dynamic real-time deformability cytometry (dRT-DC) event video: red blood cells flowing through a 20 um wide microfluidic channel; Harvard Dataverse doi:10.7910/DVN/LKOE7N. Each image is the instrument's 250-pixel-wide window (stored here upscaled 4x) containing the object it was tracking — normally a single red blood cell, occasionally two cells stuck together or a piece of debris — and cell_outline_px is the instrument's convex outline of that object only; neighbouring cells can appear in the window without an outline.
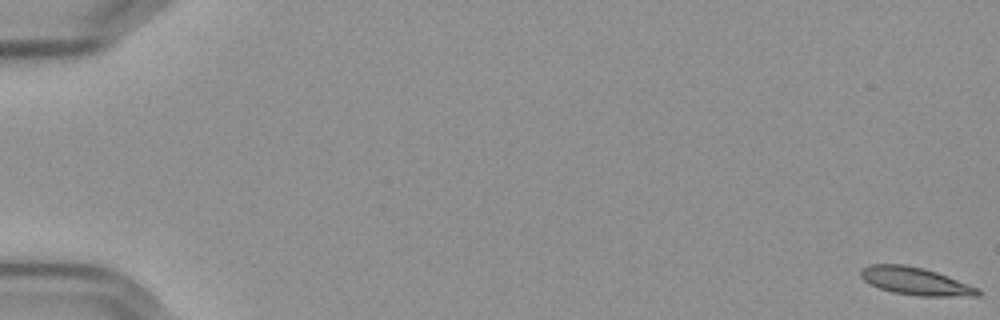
{"species": "Egyptian fruit bat (a non-hibernating species)", "species_latin": "Rousettus aegyptiacus", "temperature_condition": "cold", "stored_images_in_passage": 58, "camera_frame_rate_fps": 3000, "um_per_image_px": 0.085, "frame": {"image": 1, "passage_image": 1, "time_ms": 0.0, "image_size_px": [1000, 320], "cell_outline_px": [[980, 296], [920, 296], [892, 292], [880, 288], [864, 280], [860, 276], [860, 268], [872, 264], [904, 264], [924, 268], [948, 276], [980, 288]], "centroid_in_image_um": [77.83, 23.89], "position_along_channel_um": 7.2, "area_um2": 18.9}}
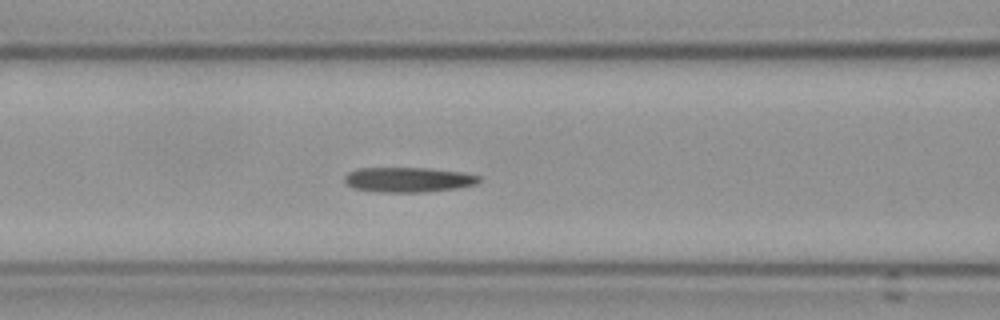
{"frame": {"image": 2, "passage_image": 26, "time_ms": 8.333, "image_size_px": [1000, 320], "cell_outline_px": [[480, 180], [476, 184], [456, 188], [424, 192], [384, 192], [352, 188], [344, 180], [344, 176], [348, 172], [356, 168], [424, 168], [460, 172], [480, 176]], "centroid_in_image_um": [34.66, 15.27], "position_along_channel_um": 131.9, "area_um2": 19.36}}
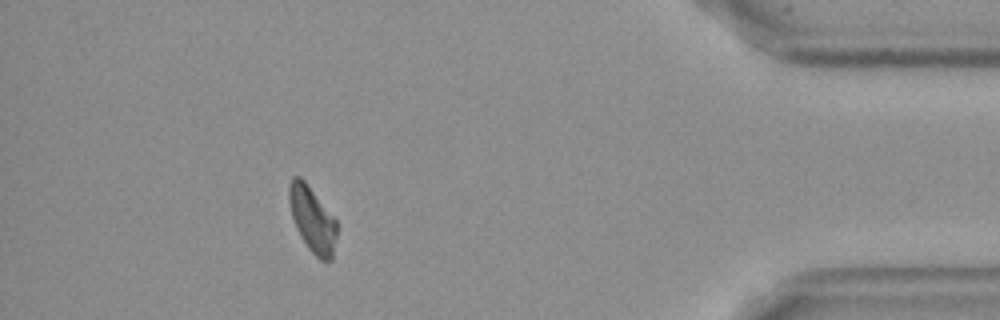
{"frame": {"image": 3, "passage_image": 53, "time_ms": 17.333, "image_size_px": [1000, 320], "cell_outline_px": [[336, 236], [332, 260], [320, 260], [308, 248], [300, 236], [296, 228], [292, 216], [288, 200], [288, 184], [292, 176], [300, 176], [304, 180], [336, 220]], "centroid_in_image_um": [26.52, 18.63], "position_along_channel_um": 408.7, "area_um2": 18.09}}